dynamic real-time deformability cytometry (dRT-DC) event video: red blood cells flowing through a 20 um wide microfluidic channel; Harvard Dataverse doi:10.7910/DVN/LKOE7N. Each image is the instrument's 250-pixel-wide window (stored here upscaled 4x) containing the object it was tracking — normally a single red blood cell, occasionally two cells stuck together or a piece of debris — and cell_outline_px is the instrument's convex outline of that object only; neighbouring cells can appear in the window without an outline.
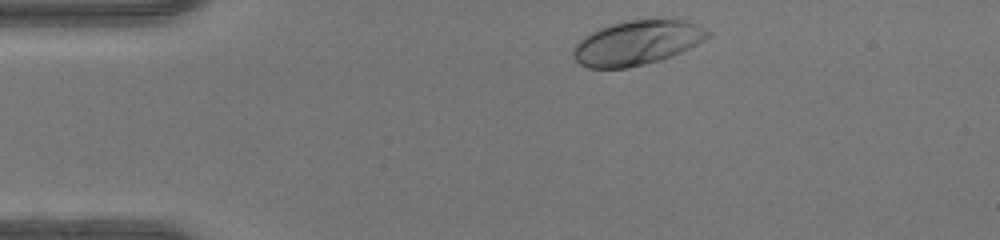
{"species": "human", "species_latin": "Homo sapiens", "temperature_condition": "warm", "stored_images_in_passage": 31, "camera_frame_rate_fps": 3000, "um_per_image_px": 0.085, "donor": {"sex": "female"}, "frame": {"image": 1, "passage_image": 1, "time_ms": 0.0, "image_size_px": [1000, 240], "cell_outline_px": [[712, 32], [704, 40], [672, 56], [660, 60], [628, 68], [588, 68], [580, 64], [572, 56], [572, 48], [584, 36], [596, 28], [628, 20], [684, 20], [704, 28]], "centroid_in_image_um": [54.09, 3.64], "position_along_channel_um": 30.9, "area_um2": 34.68}}
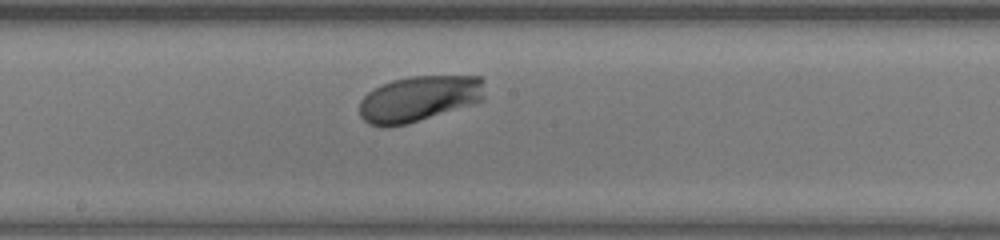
{"frame": {"image": 2, "passage_image": 18, "time_ms": 5.667, "image_size_px": [1000, 240], "cell_outline_px": [[484, 100], [472, 104], [408, 124], [384, 128], [380, 128], [368, 124], [360, 116], [360, 100], [368, 92], [380, 84], [392, 80], [408, 76], [484, 76]], "centroid_in_image_um": [35.6, 8.39], "position_along_channel_um": 212.6, "area_um2": 33.93}}
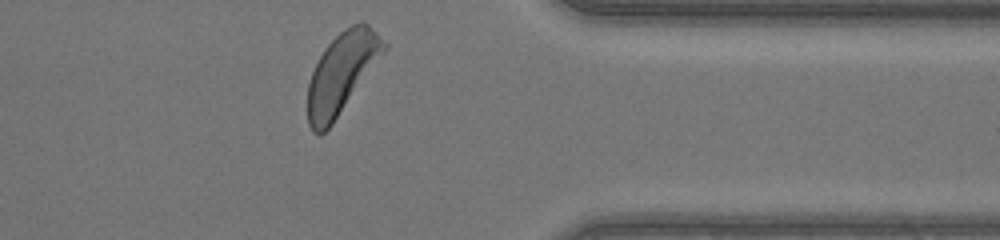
{"frame": {"image": 3, "passage_image": 31, "time_ms": 10.0, "image_size_px": [1000, 240], "cell_outline_px": [[388, 48], [332, 124], [320, 136], [312, 132], [308, 124], [308, 84], [312, 72], [324, 48], [344, 28], [352, 24], [368, 24], [388, 44]], "centroid_in_image_um": [29.04, 6.23], "position_along_channel_um": 382.4, "area_um2": 35.37}, "authors_computed_cell_mechanics": {"area_um2": 33.5818, "velocity_mm_per_s": 4.1998, "shape_relaxation_time_tau1_ms": 1.4638, "shape_relaxation_time_tau2_ms": null, "deformation_change_tau1": 0.1409, "deformation_change_tau2": null}}